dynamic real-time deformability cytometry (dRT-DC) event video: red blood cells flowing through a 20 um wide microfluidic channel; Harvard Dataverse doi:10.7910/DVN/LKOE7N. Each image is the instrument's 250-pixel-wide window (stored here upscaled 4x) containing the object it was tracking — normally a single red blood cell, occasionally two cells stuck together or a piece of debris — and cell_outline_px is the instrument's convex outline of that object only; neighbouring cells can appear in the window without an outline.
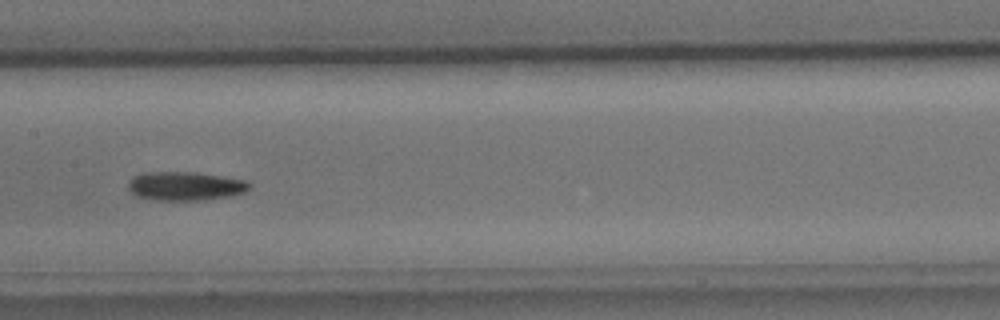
{"species": "common noctule bat (a hibernating species)", "species_latin": "Nyctalus noctula", "temperature_condition": "cold", "stored_images_in_passage": 11, "camera_frame_rate_fps": 3000, "um_per_image_px": 0.085, "animal": {"sex": "male", "body_mass_g": 15.6}, "frame": {"image": 1, "passage_image": 4, "time_ms": 3.667, "image_size_px": [1000, 320], "cell_outline_px": [[252, 188], [244, 192], [232, 196], [204, 200], [160, 200], [136, 196], [128, 188], [128, 180], [132, 176], [144, 172], [196, 172], [248, 180], [252, 184]], "centroid_in_image_um": [15.79, 15.81], "position_along_channel_um": 191.6, "area_um2": 20.63}}
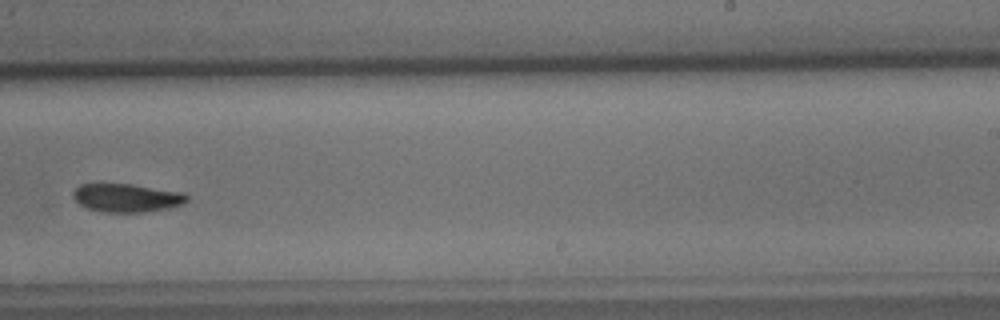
{"frame": {"image": 2, "passage_image": 6, "time_ms": 6.0, "image_size_px": [1000, 320], "cell_outline_px": [[188, 200], [184, 204], [168, 208], [144, 212], [104, 212], [88, 208], [80, 204], [72, 196], [72, 192], [80, 184], [132, 184], [184, 192], [188, 196]], "centroid_in_image_um": [10.8, 16.81], "position_along_channel_um": 278.2, "area_um2": 18.84}, "authors_computed_cell_mechanics": {"area_um2": 19.1896, "velocity_mm_per_s": 3.7449, "shape_relaxation_time_tau1_ms": 6.0415, "shape_relaxation_time_tau2_ms": null, "deformation_change_tau1": 0.1572, "deformation_change_tau2": null}}